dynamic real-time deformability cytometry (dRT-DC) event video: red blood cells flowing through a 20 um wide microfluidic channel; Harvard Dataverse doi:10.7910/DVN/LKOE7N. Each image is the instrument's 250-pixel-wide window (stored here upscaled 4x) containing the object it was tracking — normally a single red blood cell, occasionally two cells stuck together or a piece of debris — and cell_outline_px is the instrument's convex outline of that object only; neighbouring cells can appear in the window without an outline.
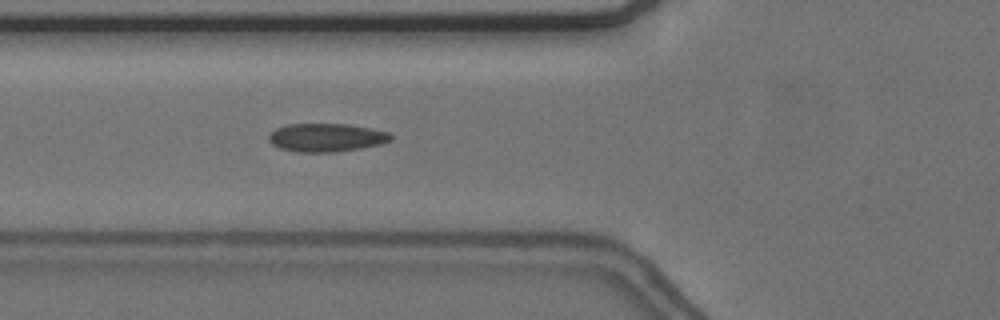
{"species": "common noctule bat (a hibernating species)", "species_latin": "Nyctalus noctula", "temperature_condition": "cold", "stored_images_in_passage": 4, "camera_frame_rate_fps": 3000, "um_per_image_px": 0.085, "animal": {"sex": "female", "body_mass_g": 24.6, "forearm_length_mm": 56.2}, "frame": {"image": 1, "passage_image": 3, "time_ms": 0.667, "image_size_px": [1000, 320], "cell_outline_px": [[392, 140], [380, 144], [360, 148], [336, 152], [296, 152], [280, 148], [272, 144], [268, 140], [268, 136], [276, 128], [288, 124], [348, 124], [372, 128], [388, 132], [392, 136]], "centroid_in_image_um": [27.74, 11.69], "position_along_channel_um": 98.1, "area_um2": 20.17}}